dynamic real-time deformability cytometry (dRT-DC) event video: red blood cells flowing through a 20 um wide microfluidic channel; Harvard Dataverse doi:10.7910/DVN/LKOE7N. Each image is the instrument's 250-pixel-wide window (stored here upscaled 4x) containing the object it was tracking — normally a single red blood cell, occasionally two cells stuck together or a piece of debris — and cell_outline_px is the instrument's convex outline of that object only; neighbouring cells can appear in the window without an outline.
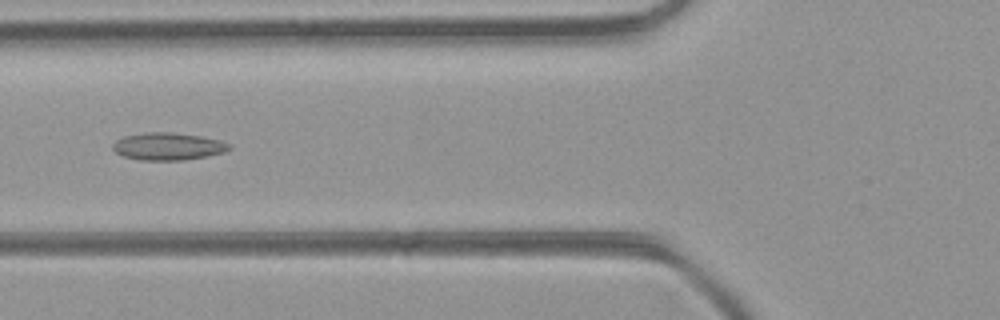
{"species": "common noctule bat (a hibernating species)", "species_latin": "Nyctalus noctula", "temperature_condition": "room temperature", "stored_images_in_passage": 40, "camera_frame_rate_fps": 3000, "um_per_image_px": 0.085, "animal": {"sex": "female", "body_mass_g": 21.9}, "frame": {"image": 1, "passage_image": 10, "time_ms": 3.0, "image_size_px": [1000, 320], "cell_outline_px": [[232, 148], [224, 152], [184, 160], [140, 160], [124, 156], [116, 152], [112, 148], [112, 144], [116, 140], [124, 136], [148, 132], [172, 132], [200, 136], [220, 140], [228, 144]], "centroid_in_image_um": [14.26, 12.44], "position_along_channel_um": 111.5, "area_um2": 18.44}}
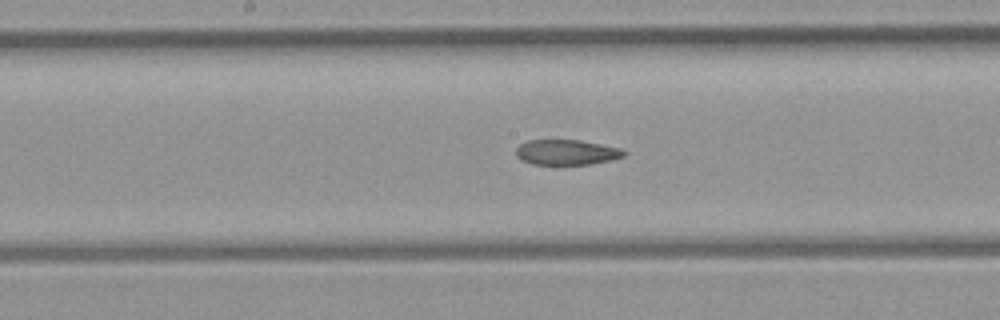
{"frame": {"image": 2, "passage_image": 16, "time_ms": 5.0, "image_size_px": [1000, 320], "cell_outline_px": [[628, 152], [624, 156], [592, 164], [532, 164], [520, 160], [516, 156], [516, 148], [520, 144], [528, 140], [580, 140], [620, 148]], "centroid_in_image_um": [48.13, 12.94], "position_along_channel_um": 200.1, "area_um2": 15.84}}
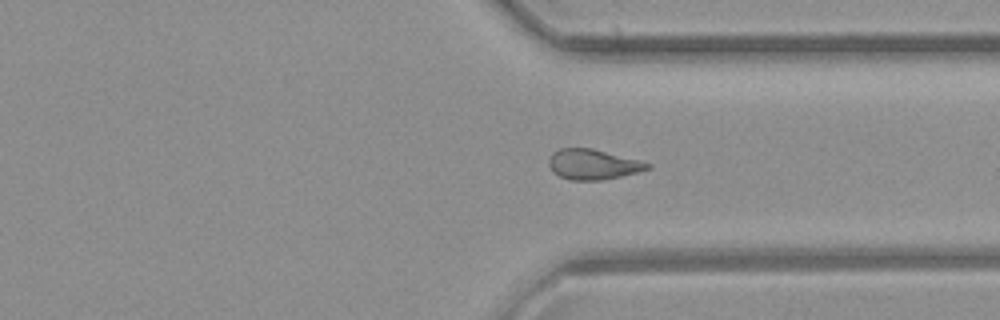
{"frame": {"image": 3, "passage_image": 27, "time_ms": 8.667, "image_size_px": [1000, 320], "cell_outline_px": [[652, 168], [604, 180], [568, 180], [552, 172], [548, 164], [548, 160], [552, 152], [560, 148], [592, 148], [640, 160], [652, 164]], "centroid_in_image_um": [50.38, 13.97], "position_along_channel_um": 361.0, "area_um2": 17.51}, "authors_computed_cell_mechanics": {"area_um2": 17.5712, "velocity_mm_per_s": 4.3975, "shape_relaxation_time_tau1_ms": null, "shape_relaxation_time_tau2_ms": 6.4963, "deformation_change_tau1": null, "deformation_change_tau2": 0.1455}}